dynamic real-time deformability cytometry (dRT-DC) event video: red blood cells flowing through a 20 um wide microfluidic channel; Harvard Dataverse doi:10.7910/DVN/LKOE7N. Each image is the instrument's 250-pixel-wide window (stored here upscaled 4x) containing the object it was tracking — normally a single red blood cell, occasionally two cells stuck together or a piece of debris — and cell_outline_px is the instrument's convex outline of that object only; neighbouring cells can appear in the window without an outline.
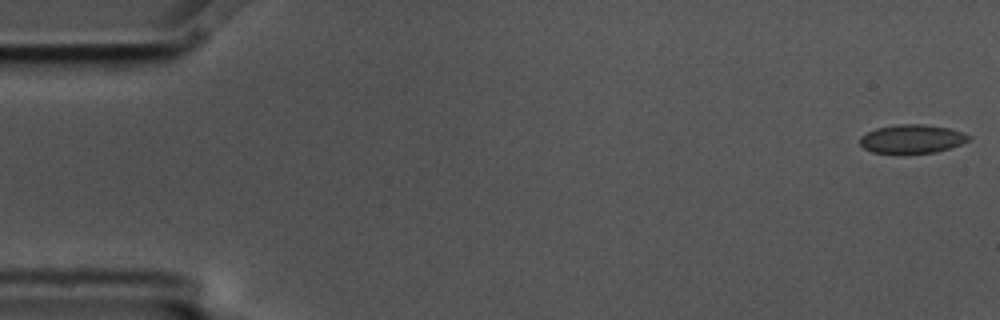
{"species": "common noctule bat (a hibernating species)", "species_latin": "Nyctalus noctula", "temperature_condition": "cold", "stored_images_in_passage": 4, "camera_frame_rate_fps": 3000, "um_per_image_px": 0.085, "animal": {"sex": "male", "body_mass_g": 17.5, "forearm_length_mm": 52.3}, "frame": {"image": 1, "passage_image": 1, "time_ms": 0.0, "image_size_px": [1000, 320], "cell_outline_px": [[972, 136], [968, 140], [960, 144], [936, 152], [904, 156], [900, 156], [872, 152], [864, 148], [860, 144], [860, 136], [876, 128], [900, 124], [924, 124], [948, 128]], "centroid_in_image_um": [77.46, 11.85], "position_along_channel_um": 7.5, "area_um2": 18.67}}